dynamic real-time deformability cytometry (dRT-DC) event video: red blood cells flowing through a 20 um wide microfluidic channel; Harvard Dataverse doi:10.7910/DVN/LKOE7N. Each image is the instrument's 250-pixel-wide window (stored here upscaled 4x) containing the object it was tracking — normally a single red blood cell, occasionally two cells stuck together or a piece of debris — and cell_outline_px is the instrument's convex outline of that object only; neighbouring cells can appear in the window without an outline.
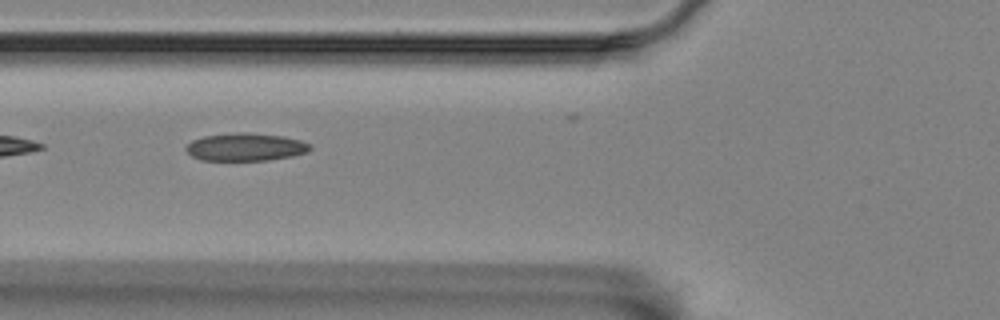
{"species": "Egyptian fruit bat (a non-hibernating species)", "species_latin": "Rousettus aegyptiacus", "temperature_condition": "room temperature", "stored_images_in_passage": 26, "camera_frame_rate_fps": 3000, "um_per_image_px": 0.085, "animal": {"sex": "female"}, "frame": {"image": 1, "passage_image": 2, "time_ms": 0.333, "image_size_px": [1000, 320], "cell_outline_px": [[312, 148], [308, 152], [292, 156], [268, 160], [200, 160], [192, 156], [184, 148], [192, 140], [204, 136], [236, 132], [244, 132], [284, 136], [300, 140], [312, 144]], "centroid_in_image_um": [20.89, 12.49], "position_along_channel_um": 104.9, "area_um2": 20.17}}
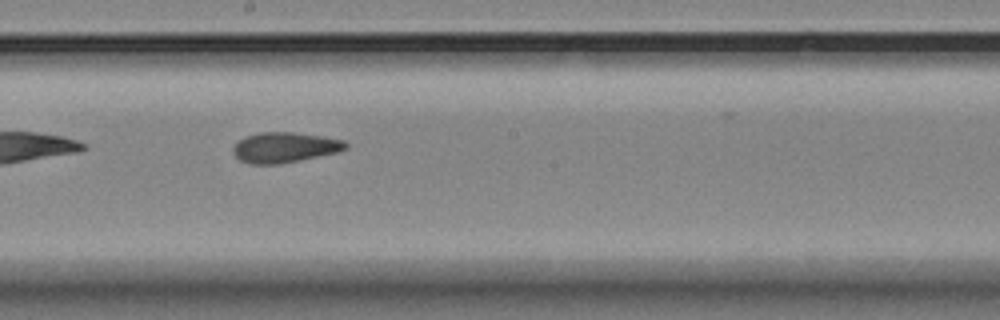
{"frame": {"image": 2, "passage_image": 12, "time_ms": 3.667, "image_size_px": [1000, 320], "cell_outline_px": [[348, 148], [340, 152], [280, 164], [248, 164], [240, 160], [232, 152], [232, 148], [244, 136], [260, 132], [292, 132], [324, 136], [344, 140], [348, 144]], "centroid_in_image_um": [24.22, 12.53], "position_along_channel_um": 224.0, "area_um2": 20.11}}
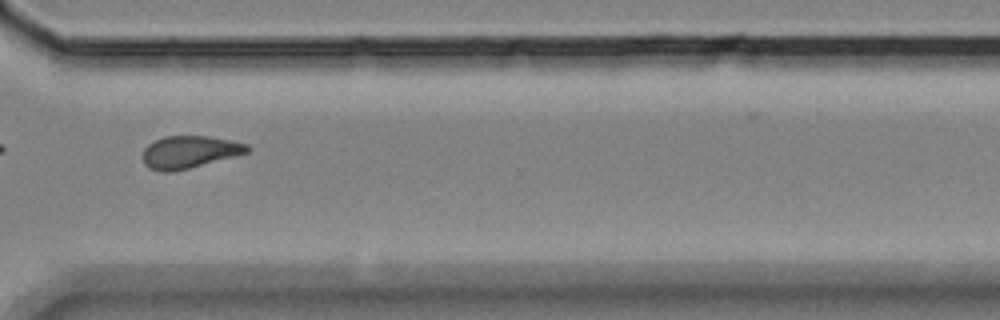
{"frame": {"image": 3, "passage_image": 23, "time_ms": 7.333, "image_size_px": [1000, 320], "cell_outline_px": [[252, 148], [248, 152], [188, 168], [172, 172], [160, 172], [148, 168], [144, 164], [144, 148], [148, 144], [164, 136], [208, 136], [248, 144]], "centroid_in_image_um": [16.08, 12.92], "position_along_channel_um": 354.5, "area_um2": 19.48}}